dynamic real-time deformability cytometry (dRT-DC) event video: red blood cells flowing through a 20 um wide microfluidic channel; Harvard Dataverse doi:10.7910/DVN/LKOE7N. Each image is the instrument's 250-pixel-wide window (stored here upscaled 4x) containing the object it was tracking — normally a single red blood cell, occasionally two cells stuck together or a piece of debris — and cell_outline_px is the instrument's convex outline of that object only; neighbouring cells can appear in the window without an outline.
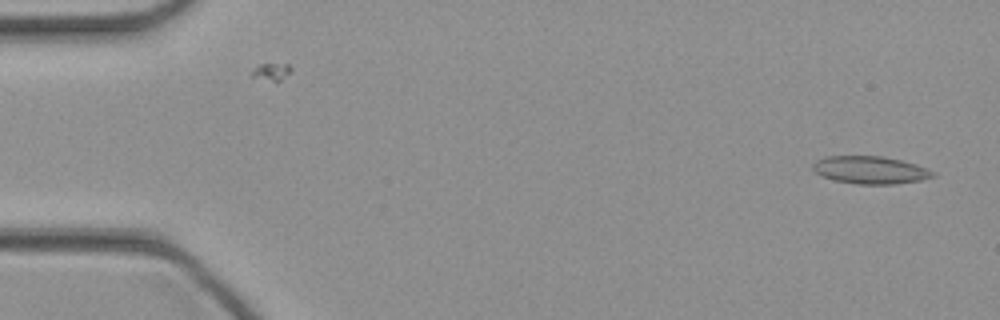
{"species": "common noctule bat (a hibernating species)", "species_latin": "Nyctalus noctula", "temperature_condition": "cold", "stored_images_in_passage": 11, "camera_frame_rate_fps": 3000, "um_per_image_px": 0.085, "animal": {"sex": "female", "body_mass_g": 21.9}, "frame": {"image": 1, "passage_image": 1, "time_ms": 0.0, "image_size_px": [1000, 320], "cell_outline_px": [[936, 176], [920, 180], [896, 184], [856, 184], [832, 180], [820, 176], [812, 168], [812, 164], [816, 160], [824, 156], [884, 156], [916, 164], [936, 172]], "centroid_in_image_um": [73.95, 14.45], "position_along_channel_um": 11.0, "area_um2": 19.54}}